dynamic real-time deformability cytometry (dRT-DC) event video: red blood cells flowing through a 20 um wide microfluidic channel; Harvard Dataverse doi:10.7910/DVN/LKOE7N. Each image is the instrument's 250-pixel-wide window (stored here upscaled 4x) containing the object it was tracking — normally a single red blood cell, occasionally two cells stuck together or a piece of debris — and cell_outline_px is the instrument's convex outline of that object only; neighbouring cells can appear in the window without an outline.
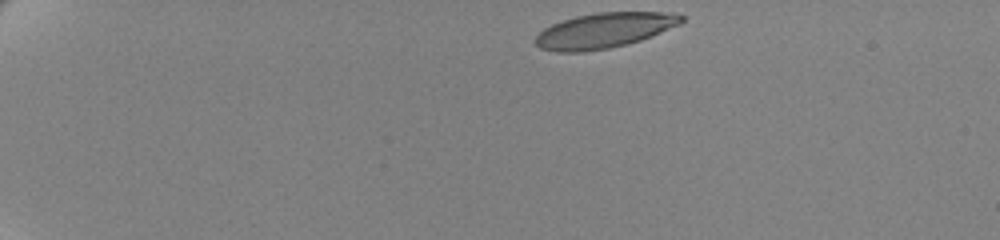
{"species": "human", "species_latin": "Homo sapiens", "temperature_condition": "cold", "stored_images_in_passage": 49, "camera_frame_rate_fps": 3000, "um_per_image_px": 0.085, "donor": {"sex": "female"}, "frame": {"image": 1, "passage_image": 1, "time_ms": 0.0, "image_size_px": [1000, 240], "cell_outline_px": [[684, 20], [680, 24], [640, 40], [628, 44], [608, 48], [580, 52], [556, 52], [540, 48], [532, 40], [544, 28], [552, 24], [576, 16], [596, 12], [660, 12], [684, 16]], "centroid_in_image_um": [51.31, 2.59], "position_along_channel_um": 33.7, "area_um2": 29.71}}
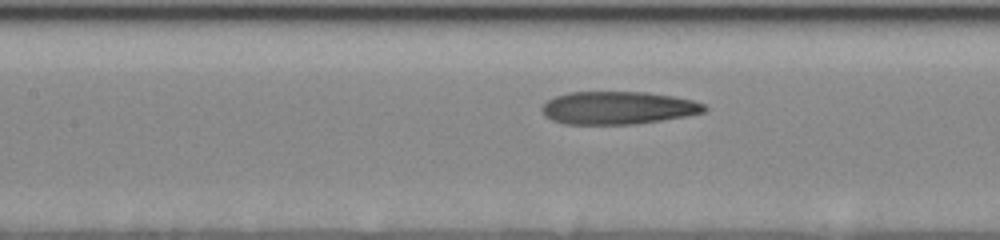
{"frame": {"image": 2, "passage_image": 20, "time_ms": 6.333, "image_size_px": [1000, 240], "cell_outline_px": [[708, 108], [704, 112], [684, 116], [636, 124], [564, 124], [552, 120], [544, 116], [540, 108], [548, 100], [556, 96], [568, 92], [648, 92], [672, 96], [692, 100], [704, 104]], "centroid_in_image_um": [52.49, 9.17], "position_along_channel_um": 154.9, "area_um2": 31.04}}
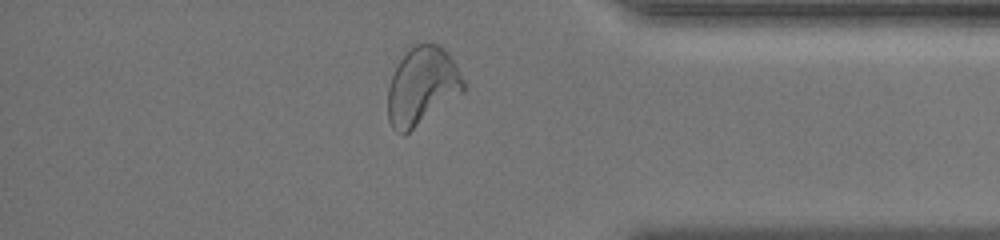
{"frame": {"image": 3, "passage_image": 42, "time_ms": 13.667, "image_size_px": [1000, 240], "cell_outline_px": [[464, 92], [404, 136], [396, 132], [392, 128], [388, 120], [388, 88], [392, 76], [400, 60], [416, 44], [440, 44], [448, 52], [456, 64], [464, 80]], "centroid_in_image_um": [35.89, 7.35], "position_along_channel_um": 399.3, "area_um2": 34.28}, "authors_computed_cell_mechanics": {"area_um2": 31.7322, "velocity_mm_per_s": 3.471, "shape_relaxation_time_tau1_ms": 7.4367, "shape_relaxation_time_tau2_ms": 1.9501, "deformation_change_tau1": 0.2111, "deformation_change_tau2": 0.091}}